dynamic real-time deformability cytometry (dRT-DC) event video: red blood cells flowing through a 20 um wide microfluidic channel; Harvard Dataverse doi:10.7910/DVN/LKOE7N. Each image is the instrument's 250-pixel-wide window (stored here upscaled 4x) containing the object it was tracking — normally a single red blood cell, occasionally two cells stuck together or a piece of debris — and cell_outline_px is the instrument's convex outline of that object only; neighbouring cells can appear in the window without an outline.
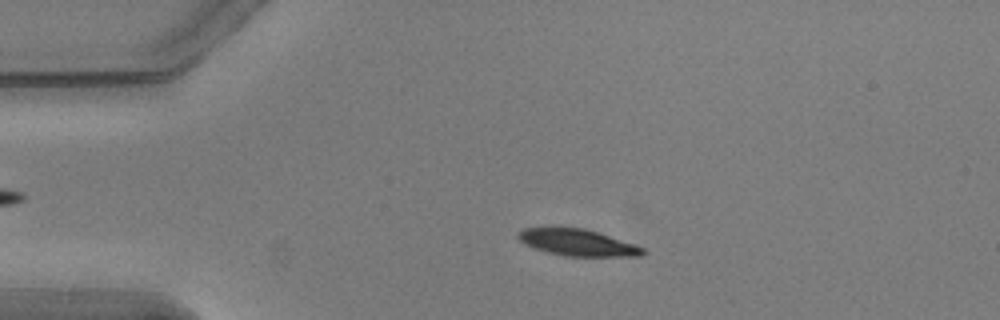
{"species": "common noctule bat (a hibernating species)", "species_latin": "Nyctalus noctula", "temperature_condition": "warm", "stored_images_in_passage": 16, "camera_frame_rate_fps": 3000, "um_per_image_px": 0.085, "animal": {"sex": "male", "body_mass_g": 20.5, "forearm_length_mm": 52.5}, "frame": {"image": 1, "passage_image": 12, "time_ms": 3.667, "image_size_px": [1000, 320], "cell_outline_px": [[644, 252], [640, 256], [564, 256], [548, 252], [524, 244], [516, 236], [524, 228], [584, 228], [636, 244], [644, 248]], "centroid_in_image_um": [49.11, 20.62], "position_along_channel_um": 35.9, "area_um2": 19.02}}
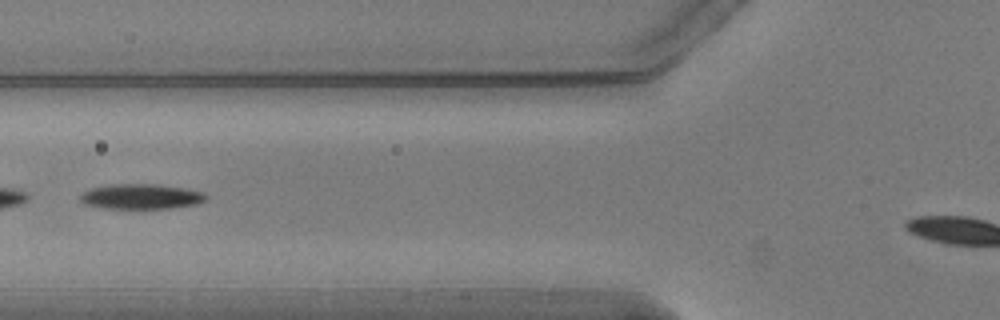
{"frame": {"image": 2, "passage_image": 14, "time_ms": 4.333, "image_size_px": [1000, 320], "cell_outline_px": [[208, 200], [200, 204], [176, 208], [100, 208], [84, 204], [80, 200], [80, 196], [84, 192], [92, 188], [108, 184], [160, 184], [188, 188], [204, 192], [208, 196]], "centroid_in_image_um": [12.08, 16.7], "position_along_channel_um": 113.7, "area_um2": 18.84}}